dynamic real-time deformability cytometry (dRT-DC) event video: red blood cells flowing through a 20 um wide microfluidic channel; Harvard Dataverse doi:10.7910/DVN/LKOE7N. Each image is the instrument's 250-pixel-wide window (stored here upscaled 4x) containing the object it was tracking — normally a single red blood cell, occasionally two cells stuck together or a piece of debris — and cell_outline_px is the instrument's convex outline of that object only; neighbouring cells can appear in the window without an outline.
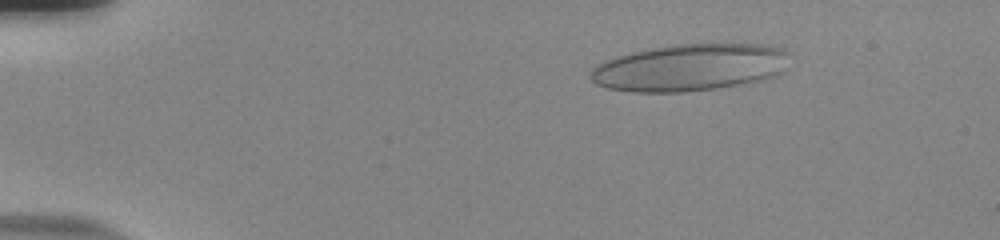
{"species": "human", "species_latin": "Homo sapiens", "temperature_condition": "room temperature", "stored_images_in_passage": 55, "camera_frame_rate_fps": 3000, "um_per_image_px": 0.085, "donor": {"sex": "male"}, "frame": {"image": 1, "passage_image": 9, "time_ms": 2.667, "image_size_px": [1000, 240], "cell_outline_px": [[788, 52], [780, 72], [772, 76], [760, 80], [716, 88], [684, 92], [632, 92], [608, 88], [596, 84], [592, 80], [592, 68], [608, 60], [620, 56], [652, 48], [672, 44], [760, 44], [776, 48]], "centroid_in_image_um": [58.59, 5.74], "position_along_channel_um": 26.4, "area_um2": 53.41}}
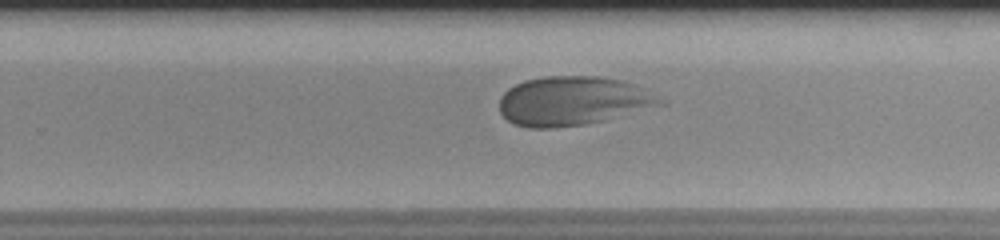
{"frame": {"image": 2, "passage_image": 37, "time_ms": 12.0, "image_size_px": [1000, 240], "cell_outline_px": [[652, 100], [644, 104], [604, 120], [584, 124], [552, 128], [528, 128], [516, 124], [508, 120], [500, 112], [500, 96], [508, 88], [524, 80], [544, 76], [596, 76], [620, 80], [632, 84]], "centroid_in_image_um": [48.3, 8.57], "position_along_channel_um": 281.5, "area_um2": 43.12}}
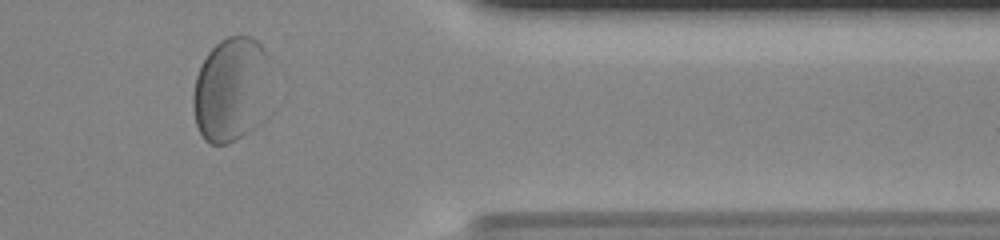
{"frame": {"image": 3, "passage_image": 47, "time_ms": 15.333, "image_size_px": [1000, 240], "cell_outline_px": [[268, 56], [260, 124], [236, 140], [228, 144], [212, 144], [204, 140], [196, 124], [192, 104], [192, 96], [196, 76], [208, 52], [220, 40], [228, 36], [248, 36], [256, 40], [264, 48]], "centroid_in_image_um": [19.56, 7.62], "position_along_channel_um": 391.8, "area_um2": 46.41}}